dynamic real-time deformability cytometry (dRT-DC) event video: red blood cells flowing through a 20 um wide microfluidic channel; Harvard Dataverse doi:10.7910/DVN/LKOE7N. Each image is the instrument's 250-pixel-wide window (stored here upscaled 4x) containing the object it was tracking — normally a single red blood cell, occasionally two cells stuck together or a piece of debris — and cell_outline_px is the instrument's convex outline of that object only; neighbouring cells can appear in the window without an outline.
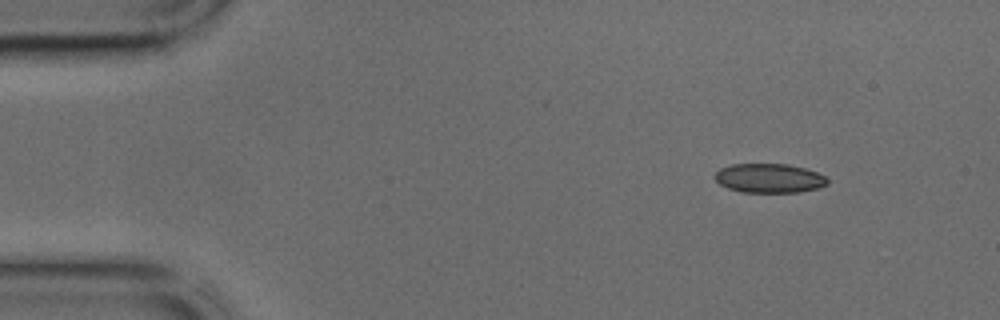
{"species": "common noctule bat (a hibernating species)", "species_latin": "Nyctalus noctula", "temperature_condition": "cold", "stored_images_in_passage": 23, "camera_frame_rate_fps": 3000, "um_per_image_px": 0.085, "animal": {"sex": "male", "body_mass_g": 17.9, "forearm_length_mm": 54.2}, "frame": {"image": 1, "passage_image": 1, "time_ms": 0.0, "image_size_px": [1000, 320], "cell_outline_px": [[828, 184], [816, 188], [800, 192], [740, 192], [728, 188], [720, 184], [712, 176], [720, 168], [732, 164], [788, 164], [804, 168], [816, 172], [824, 176], [828, 180]], "centroid_in_image_um": [65.35, 15.14], "position_along_channel_um": 19.7, "area_um2": 19.13}}
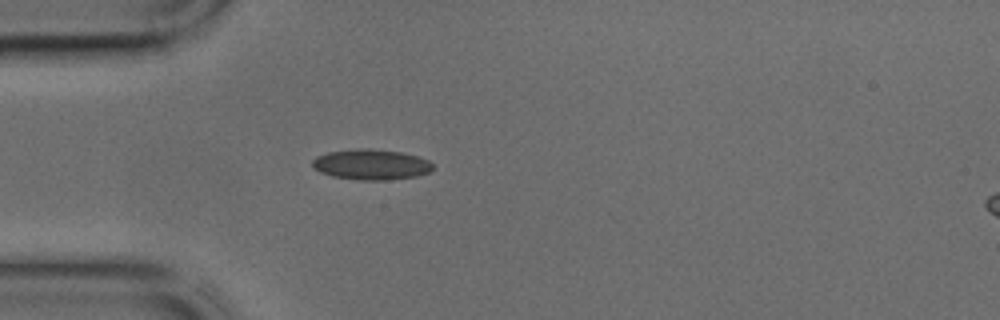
{"frame": {"image": 2, "passage_image": 8, "time_ms": 2.333, "image_size_px": [1000, 320], "cell_outline_px": [[432, 168], [428, 172], [416, 176], [384, 180], [360, 180], [332, 176], [320, 172], [312, 164], [312, 160], [316, 156], [328, 152], [360, 148], [368, 148], [400, 152], [416, 156], [428, 160], [432, 164]], "centroid_in_image_um": [31.52, 13.98], "position_along_channel_um": 53.5, "area_um2": 21.15}}